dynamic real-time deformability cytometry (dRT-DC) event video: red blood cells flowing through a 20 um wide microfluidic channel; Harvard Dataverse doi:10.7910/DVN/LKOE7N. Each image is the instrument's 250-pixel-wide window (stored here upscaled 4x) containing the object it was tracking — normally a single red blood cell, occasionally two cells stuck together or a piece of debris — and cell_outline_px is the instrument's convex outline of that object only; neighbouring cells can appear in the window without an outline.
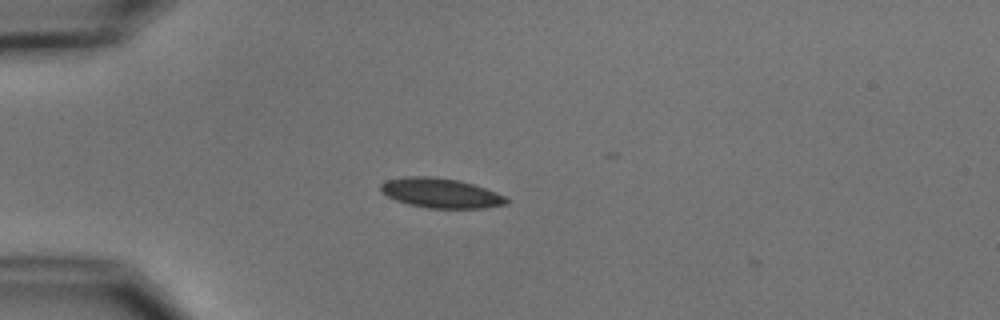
{"species": "common noctule bat (a hibernating species)", "species_latin": "Nyctalus noctula", "temperature_condition": "cold", "stored_images_in_passage": 3, "camera_frame_rate_fps": 3000, "um_per_image_px": 0.085, "animal": {"sex": "male", "body_mass_g": 15.6}, "frame": {"image": 1, "passage_image": 2, "time_ms": 1.0, "image_size_px": [1000, 320], "cell_outline_px": [[508, 204], [484, 208], [428, 208], [408, 204], [396, 200], [380, 192], [380, 184], [384, 180], [404, 176], [432, 176], [460, 180], [496, 192], [504, 196], [508, 200]], "centroid_in_image_um": [37.42, 16.4], "position_along_channel_um": 47.6, "area_um2": 21.91}}